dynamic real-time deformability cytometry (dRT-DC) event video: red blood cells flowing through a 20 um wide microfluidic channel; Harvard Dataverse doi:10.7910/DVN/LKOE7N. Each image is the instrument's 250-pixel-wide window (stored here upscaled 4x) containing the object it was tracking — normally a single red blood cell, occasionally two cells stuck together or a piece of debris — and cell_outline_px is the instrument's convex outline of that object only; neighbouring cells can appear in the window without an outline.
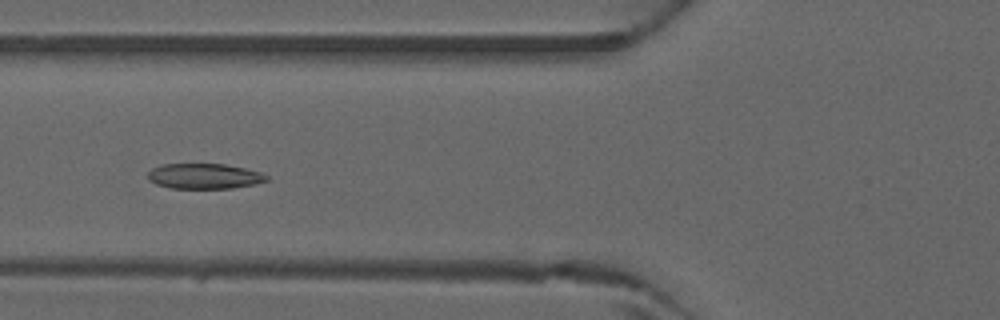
{"species": "common noctule bat (a hibernating species)", "species_latin": "Nyctalus noctula", "temperature_condition": "warm", "stored_images_in_passage": 30, "camera_frame_rate_fps": 3000, "um_per_image_px": 0.085, "animal": {"sex": "male", "forearm_length_mm": 52.5}, "frame": {"image": 1, "passage_image": 17, "time_ms": 5.333, "image_size_px": [1000, 320], "cell_outline_px": [[268, 180], [256, 184], [232, 188], [168, 188], [156, 184], [148, 180], [148, 172], [152, 168], [164, 164], [224, 164], [244, 168], [260, 172], [268, 176]], "centroid_in_image_um": [17.35, 14.98], "position_along_channel_um": 108.4, "area_um2": 17.51}}
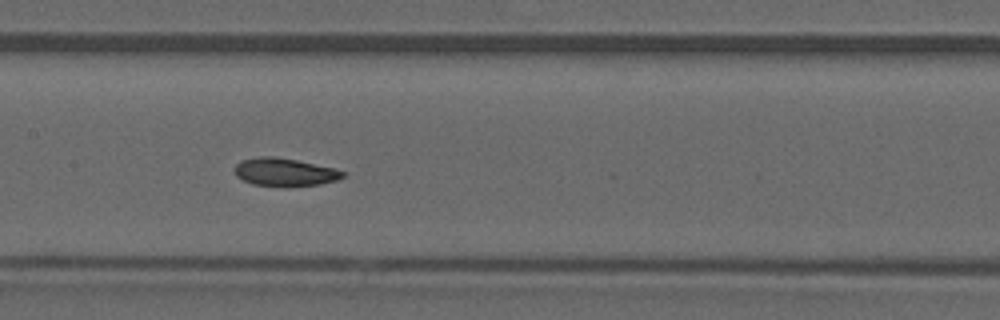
{"frame": {"image": 2, "passage_image": 22, "time_ms": 7.0, "image_size_px": [1000, 320], "cell_outline_px": [[348, 172], [344, 176], [336, 180], [320, 184], [288, 188], [284, 188], [252, 184], [236, 176], [232, 168], [240, 160], [260, 156], [272, 156], [296, 160], [336, 168]], "centroid_in_image_um": [24.19, 14.65], "position_along_channel_um": 183.2, "area_um2": 18.21}}
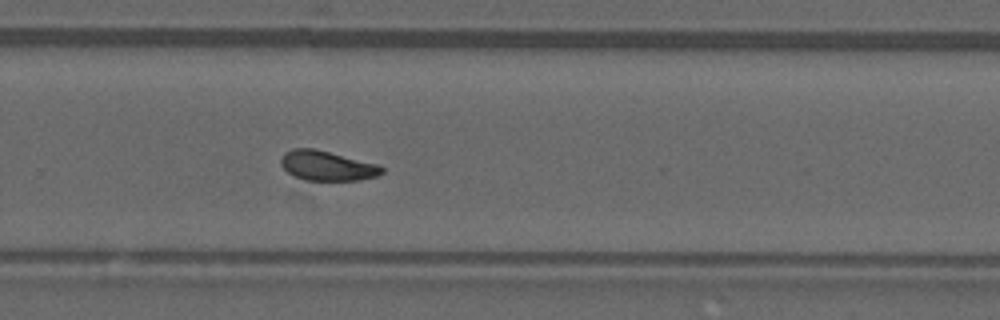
{"frame": {"image": 3, "passage_image": 30, "time_ms": 9.667, "image_size_px": [1000, 320], "cell_outline_px": [[384, 172], [376, 176], [356, 180], [304, 180], [288, 172], [280, 164], [280, 156], [284, 152], [292, 148], [312, 148], [376, 164], [384, 168]], "centroid_in_image_um": [27.75, 14.08], "position_along_channel_um": 302.1, "area_um2": 17.22}}